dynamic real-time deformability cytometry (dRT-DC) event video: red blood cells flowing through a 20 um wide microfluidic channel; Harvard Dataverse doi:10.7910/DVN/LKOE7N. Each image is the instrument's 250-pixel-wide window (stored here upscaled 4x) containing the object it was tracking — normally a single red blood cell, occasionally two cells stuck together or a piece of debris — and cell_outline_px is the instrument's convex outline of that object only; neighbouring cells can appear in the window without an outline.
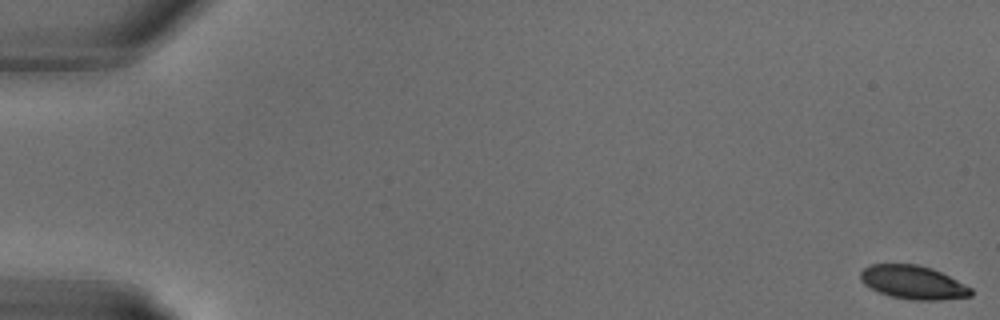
{"species": "common noctule bat (a hibernating species)", "species_latin": "Nyctalus noctula", "temperature_condition": "warm", "stored_images_in_passage": 21, "camera_frame_rate_fps": 3000, "um_per_image_px": 0.085, "animal": {"sex": "male", "body_mass_g": 18.8}, "frame": {"image": 1, "passage_image": 1, "time_ms": 0.0, "image_size_px": [1000, 320], "cell_outline_px": [[972, 296], [940, 300], [912, 300], [892, 296], [880, 292], [864, 284], [860, 280], [860, 272], [864, 268], [872, 264], [916, 264], [932, 268], [972, 288]], "centroid_in_image_um": [77.61, 24.0], "position_along_channel_um": 7.4, "area_um2": 21.39}}
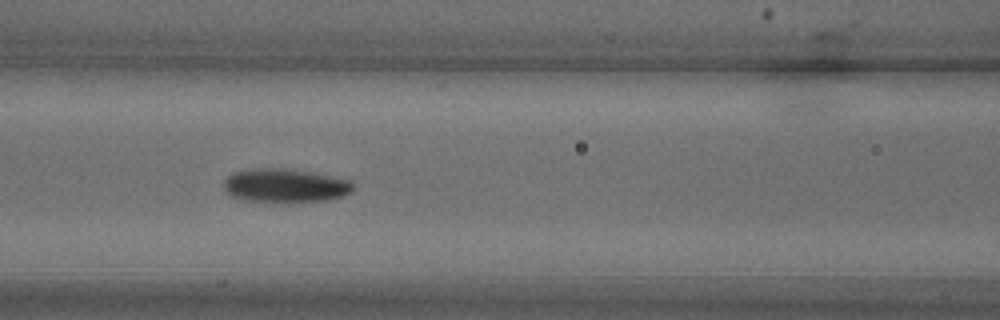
{"frame": {"image": 2, "passage_image": 14, "time_ms": 4.333, "image_size_px": [1000, 320], "cell_outline_px": [[352, 192], [328, 200], [240, 200], [228, 196], [224, 192], [224, 180], [232, 172], [248, 168], [284, 168], [332, 176], [352, 180]], "centroid_in_image_um": [24.15, 15.74], "position_along_channel_um": 142.4, "area_um2": 25.03}}
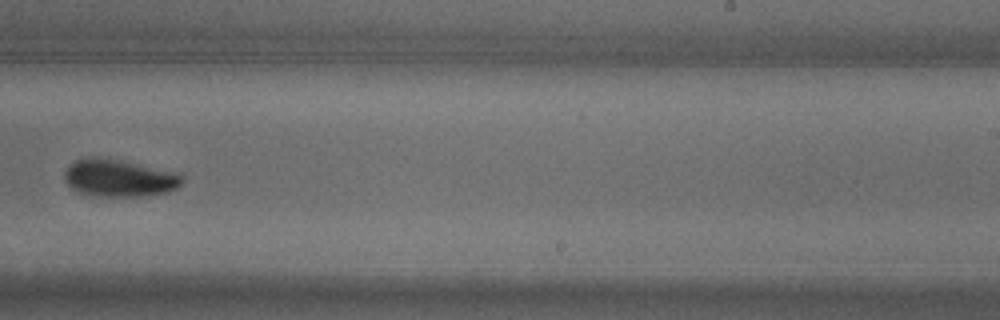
{"frame": {"image": 3, "passage_image": 20, "time_ms": 6.333, "image_size_px": [1000, 320], "cell_outline_px": [[184, 180], [176, 188], [168, 192], [148, 196], [88, 196], [72, 188], [64, 180], [64, 172], [76, 160], [92, 156], [116, 160], [180, 172]], "centroid_in_image_um": [10.15, 15.15], "position_along_channel_um": 278.8, "area_um2": 25.55}}